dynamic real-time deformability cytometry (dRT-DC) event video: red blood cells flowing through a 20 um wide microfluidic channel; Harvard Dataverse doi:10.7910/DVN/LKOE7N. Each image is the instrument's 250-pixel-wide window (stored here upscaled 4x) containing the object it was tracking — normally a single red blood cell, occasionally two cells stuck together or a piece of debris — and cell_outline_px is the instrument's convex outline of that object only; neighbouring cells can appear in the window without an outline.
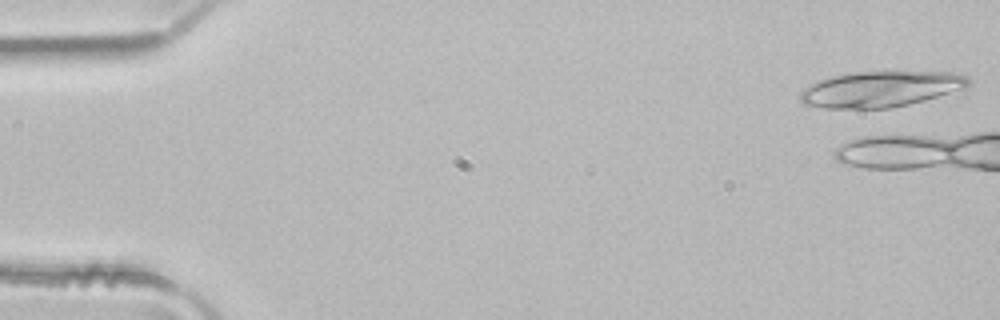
{"species": "common noctule bat (a hibernating species)", "species_latin": "Nyctalus noctula", "temperature_condition": "room temperature", "stored_images_in_passage": 1, "camera_frame_rate_fps": 3000, "um_per_image_px": 0.085, "animal": {"sex": "male", "body_mass_g": 21.5, "forearm_length_mm": 52.0}, "frame": {"image": 1, "passage_image": 1, "time_ms": 0.0, "image_size_px": [1000, 320], "cell_outline_px": [[972, 84], [968, 88], [924, 100], [908, 104], [888, 108], [820, 108], [804, 104], [800, 100], [800, 92], [804, 88], [820, 80], [836, 76], [856, 72], [956, 72], [968, 76], [972, 80]], "centroid_in_image_um": [74.93, 7.57], "position_along_channel_um": 10.1, "area_um2": 35.03}}